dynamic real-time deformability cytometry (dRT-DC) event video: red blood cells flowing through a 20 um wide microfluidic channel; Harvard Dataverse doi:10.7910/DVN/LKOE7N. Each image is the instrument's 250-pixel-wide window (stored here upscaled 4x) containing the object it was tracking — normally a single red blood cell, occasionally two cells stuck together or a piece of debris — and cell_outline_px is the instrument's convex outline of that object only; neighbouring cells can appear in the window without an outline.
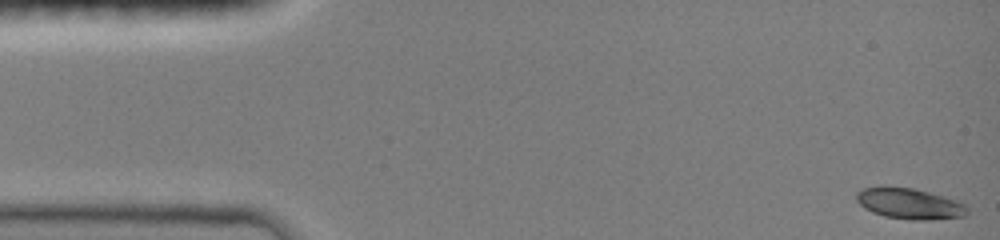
{"species": "common noctule bat (a hibernating species)", "species_latin": "Nyctalus noctula", "temperature_condition": "room temperature", "stored_images_in_passage": 45, "camera_frame_rate_fps": 3000, "um_per_image_px": 0.085, "animal": {"sex": "female", "body_mass_g": 19.0, "forearm_length_mm": 51.5}, "frame": {"image": 1, "passage_image": 1, "time_ms": 0.0, "image_size_px": [1000, 240], "cell_outline_px": [[968, 216], [932, 220], [912, 220], [884, 216], [872, 212], [864, 208], [856, 200], [856, 192], [864, 188], [884, 184], [912, 188], [960, 200], [968, 208]], "centroid_in_image_um": [77.31, 17.29], "position_along_channel_um": 7.7, "area_um2": 20.52}}
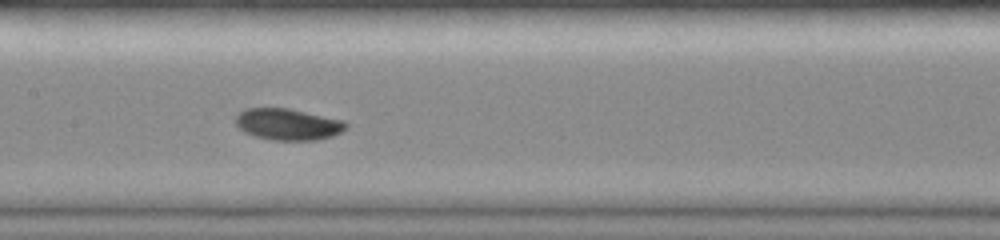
{"frame": {"image": 2, "passage_image": 23, "time_ms": 7.333, "image_size_px": [1000, 240], "cell_outline_px": [[348, 128], [332, 136], [316, 140], [272, 140], [256, 136], [244, 132], [236, 124], [236, 116], [244, 108], [288, 108], [344, 120], [348, 124]], "centroid_in_image_um": [24.49, 10.56], "position_along_channel_um": 182.9, "area_um2": 20.23}}
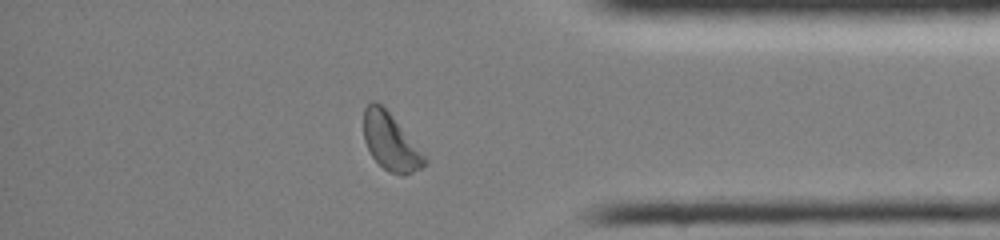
{"frame": {"image": 3, "passage_image": 40, "time_ms": 13.0, "image_size_px": [1000, 240], "cell_outline_px": [[428, 160], [420, 168], [412, 172], [388, 172], [372, 156], [364, 140], [364, 108], [372, 100], [376, 100], [392, 116], [424, 152]], "centroid_in_image_um": [33.19, 12.02], "position_along_channel_um": 402.0, "area_um2": 19.77}, "authors_computed_cell_mechanics": {"area_um2": 19.8832, "velocity_mm_per_s": 4.0218, "shape_relaxation_time_tau1_ms": 2.6815, "shape_relaxation_time_tau2_ms": null, "deformation_change_tau1": 0.1127, "deformation_change_tau2": null}}